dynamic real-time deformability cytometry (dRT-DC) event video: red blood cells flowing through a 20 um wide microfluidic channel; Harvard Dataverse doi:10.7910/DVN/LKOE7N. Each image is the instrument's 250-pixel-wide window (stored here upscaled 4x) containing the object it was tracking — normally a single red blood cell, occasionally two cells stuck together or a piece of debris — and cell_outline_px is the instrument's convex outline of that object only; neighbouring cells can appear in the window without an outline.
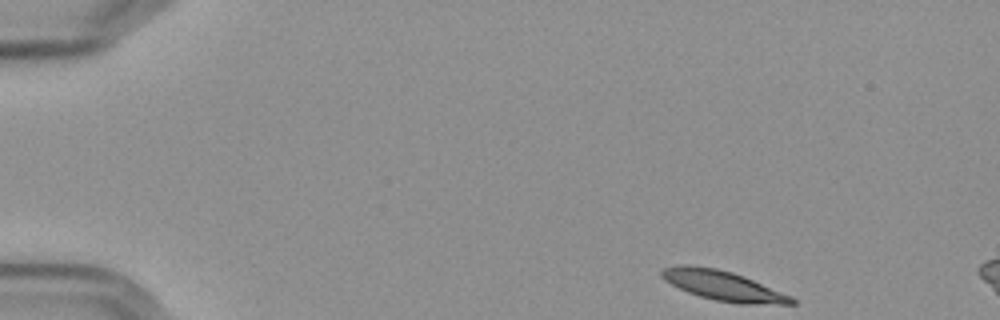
{"species": "Egyptian fruit bat (a non-hibernating species)", "species_latin": "Rousettus aegyptiacus", "temperature_condition": "cold", "stored_images_in_passage": 11, "camera_frame_rate_fps": 3000, "um_per_image_px": 0.085, "frame": {"image": 1, "passage_image": 1, "time_ms": 0.0, "image_size_px": [1000, 320], "cell_outline_px": [[796, 304], [736, 304], [716, 300], [700, 296], [688, 292], [664, 280], [660, 276], [660, 272], [664, 268], [716, 268], [732, 272], [744, 276], [792, 296], [796, 300]], "centroid_in_image_um": [61.59, 24.34], "position_along_channel_um": 23.4, "area_um2": 21.73}}